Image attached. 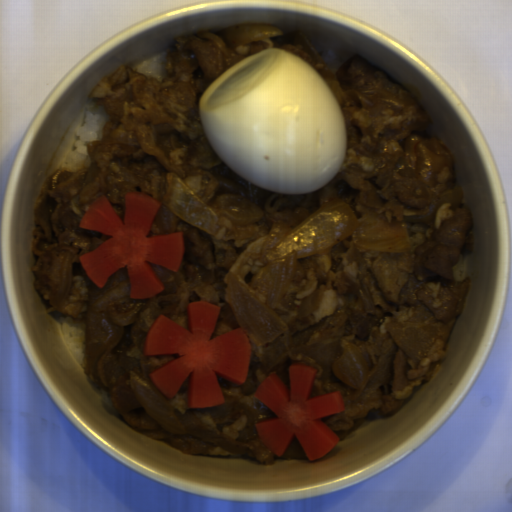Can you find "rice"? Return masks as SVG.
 <instances>
[{"label":"rice","mask_w":512,"mask_h":512,"mask_svg":"<svg viewBox=\"0 0 512 512\" xmlns=\"http://www.w3.org/2000/svg\"><path fill=\"white\" fill-rule=\"evenodd\" d=\"M166 62V51H162L146 57L141 62L136 64L132 70H136L137 72L145 74L147 78H155L159 82H162L167 75Z\"/></svg>","instance_id":"3"},{"label":"rice","mask_w":512,"mask_h":512,"mask_svg":"<svg viewBox=\"0 0 512 512\" xmlns=\"http://www.w3.org/2000/svg\"><path fill=\"white\" fill-rule=\"evenodd\" d=\"M471 261L468 252L457 262L452 276L453 279L464 280L468 279Z\"/></svg>","instance_id":"5"},{"label":"rice","mask_w":512,"mask_h":512,"mask_svg":"<svg viewBox=\"0 0 512 512\" xmlns=\"http://www.w3.org/2000/svg\"><path fill=\"white\" fill-rule=\"evenodd\" d=\"M317 46L322 61L332 70L339 68L345 62L353 58L347 52L331 45L314 41Z\"/></svg>","instance_id":"4"},{"label":"rice","mask_w":512,"mask_h":512,"mask_svg":"<svg viewBox=\"0 0 512 512\" xmlns=\"http://www.w3.org/2000/svg\"><path fill=\"white\" fill-rule=\"evenodd\" d=\"M58 321L69 351L77 364L83 368L87 364L85 343L86 323L75 321L70 316H60Z\"/></svg>","instance_id":"2"},{"label":"rice","mask_w":512,"mask_h":512,"mask_svg":"<svg viewBox=\"0 0 512 512\" xmlns=\"http://www.w3.org/2000/svg\"><path fill=\"white\" fill-rule=\"evenodd\" d=\"M108 118L109 115L101 104L87 107L84 123L75 132L74 149L63 159L59 169L73 172L91 166L88 144L102 139Z\"/></svg>","instance_id":"1"}]
</instances>
